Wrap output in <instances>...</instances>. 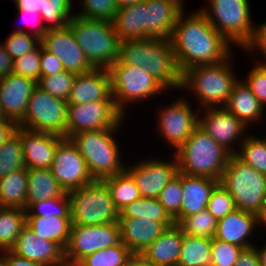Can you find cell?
<instances>
[{
    "mask_svg": "<svg viewBox=\"0 0 266 266\" xmlns=\"http://www.w3.org/2000/svg\"><path fill=\"white\" fill-rule=\"evenodd\" d=\"M26 225L36 235H39L43 239L56 242L65 249L69 241L72 221L71 217L26 216Z\"/></svg>",
    "mask_w": 266,
    "mask_h": 266,
    "instance_id": "4dcf8cb0",
    "label": "cell"
},
{
    "mask_svg": "<svg viewBox=\"0 0 266 266\" xmlns=\"http://www.w3.org/2000/svg\"><path fill=\"white\" fill-rule=\"evenodd\" d=\"M76 73L62 71L54 75L40 77L37 86L48 94L67 101L71 94Z\"/></svg>",
    "mask_w": 266,
    "mask_h": 266,
    "instance_id": "b9f144b4",
    "label": "cell"
},
{
    "mask_svg": "<svg viewBox=\"0 0 266 266\" xmlns=\"http://www.w3.org/2000/svg\"><path fill=\"white\" fill-rule=\"evenodd\" d=\"M0 120H10V119H7L2 111V108H1V104H0Z\"/></svg>",
    "mask_w": 266,
    "mask_h": 266,
    "instance_id": "89a4df30",
    "label": "cell"
},
{
    "mask_svg": "<svg viewBox=\"0 0 266 266\" xmlns=\"http://www.w3.org/2000/svg\"><path fill=\"white\" fill-rule=\"evenodd\" d=\"M161 205L174 219L175 224L180 220L182 202V173L178 174L165 186L157 197Z\"/></svg>",
    "mask_w": 266,
    "mask_h": 266,
    "instance_id": "ee69618b",
    "label": "cell"
},
{
    "mask_svg": "<svg viewBox=\"0 0 266 266\" xmlns=\"http://www.w3.org/2000/svg\"><path fill=\"white\" fill-rule=\"evenodd\" d=\"M41 40L36 36H33L30 32L24 31V29L13 30V32L8 36L6 42H4V47L7 53L16 59L25 55L26 53L35 49Z\"/></svg>",
    "mask_w": 266,
    "mask_h": 266,
    "instance_id": "bcb514c9",
    "label": "cell"
},
{
    "mask_svg": "<svg viewBox=\"0 0 266 266\" xmlns=\"http://www.w3.org/2000/svg\"><path fill=\"white\" fill-rule=\"evenodd\" d=\"M28 169H17L0 178V207L26 210Z\"/></svg>",
    "mask_w": 266,
    "mask_h": 266,
    "instance_id": "f546056e",
    "label": "cell"
},
{
    "mask_svg": "<svg viewBox=\"0 0 266 266\" xmlns=\"http://www.w3.org/2000/svg\"><path fill=\"white\" fill-rule=\"evenodd\" d=\"M121 242L133 254H141L167 227L149 219L119 218Z\"/></svg>",
    "mask_w": 266,
    "mask_h": 266,
    "instance_id": "d4e9b609",
    "label": "cell"
},
{
    "mask_svg": "<svg viewBox=\"0 0 266 266\" xmlns=\"http://www.w3.org/2000/svg\"><path fill=\"white\" fill-rule=\"evenodd\" d=\"M121 242L119 222L97 226L72 225L65 260L80 262L94 252Z\"/></svg>",
    "mask_w": 266,
    "mask_h": 266,
    "instance_id": "4fadbf2b",
    "label": "cell"
},
{
    "mask_svg": "<svg viewBox=\"0 0 266 266\" xmlns=\"http://www.w3.org/2000/svg\"><path fill=\"white\" fill-rule=\"evenodd\" d=\"M206 209L217 219L224 218L228 213L234 211L236 208L234 198L228 190L220 183H218L211 195Z\"/></svg>",
    "mask_w": 266,
    "mask_h": 266,
    "instance_id": "c3c4849f",
    "label": "cell"
},
{
    "mask_svg": "<svg viewBox=\"0 0 266 266\" xmlns=\"http://www.w3.org/2000/svg\"><path fill=\"white\" fill-rule=\"evenodd\" d=\"M64 193L50 169H28L26 209L34 202L61 197Z\"/></svg>",
    "mask_w": 266,
    "mask_h": 266,
    "instance_id": "1f68e13d",
    "label": "cell"
},
{
    "mask_svg": "<svg viewBox=\"0 0 266 266\" xmlns=\"http://www.w3.org/2000/svg\"><path fill=\"white\" fill-rule=\"evenodd\" d=\"M184 16L183 11L170 38L181 73L194 66L219 63L231 55L230 42L210 24L203 12L197 10L188 18Z\"/></svg>",
    "mask_w": 266,
    "mask_h": 266,
    "instance_id": "6da1fadb",
    "label": "cell"
},
{
    "mask_svg": "<svg viewBox=\"0 0 266 266\" xmlns=\"http://www.w3.org/2000/svg\"><path fill=\"white\" fill-rule=\"evenodd\" d=\"M114 64L141 67L166 89H181L182 73L177 65L170 39L120 41L118 60Z\"/></svg>",
    "mask_w": 266,
    "mask_h": 266,
    "instance_id": "7a4b0ae2",
    "label": "cell"
},
{
    "mask_svg": "<svg viewBox=\"0 0 266 266\" xmlns=\"http://www.w3.org/2000/svg\"><path fill=\"white\" fill-rule=\"evenodd\" d=\"M246 77V84L250 87L252 93L257 97L260 103L266 106V63H259L250 70Z\"/></svg>",
    "mask_w": 266,
    "mask_h": 266,
    "instance_id": "f907efd6",
    "label": "cell"
},
{
    "mask_svg": "<svg viewBox=\"0 0 266 266\" xmlns=\"http://www.w3.org/2000/svg\"><path fill=\"white\" fill-rule=\"evenodd\" d=\"M249 51L260 50L266 59V22L262 23L256 28V35L254 41L247 48ZM266 63V60L263 61Z\"/></svg>",
    "mask_w": 266,
    "mask_h": 266,
    "instance_id": "db71d44e",
    "label": "cell"
},
{
    "mask_svg": "<svg viewBox=\"0 0 266 266\" xmlns=\"http://www.w3.org/2000/svg\"><path fill=\"white\" fill-rule=\"evenodd\" d=\"M168 1L175 3L179 8H181L184 11L182 0H168Z\"/></svg>",
    "mask_w": 266,
    "mask_h": 266,
    "instance_id": "a7ac6f4b",
    "label": "cell"
},
{
    "mask_svg": "<svg viewBox=\"0 0 266 266\" xmlns=\"http://www.w3.org/2000/svg\"><path fill=\"white\" fill-rule=\"evenodd\" d=\"M68 102L36 87L28 100L24 118L18 126L66 138Z\"/></svg>",
    "mask_w": 266,
    "mask_h": 266,
    "instance_id": "8fae6325",
    "label": "cell"
},
{
    "mask_svg": "<svg viewBox=\"0 0 266 266\" xmlns=\"http://www.w3.org/2000/svg\"><path fill=\"white\" fill-rule=\"evenodd\" d=\"M224 107L247 127L251 122L259 121L263 113H265L264 106L252 93L244 80L237 81L234 84L230 97Z\"/></svg>",
    "mask_w": 266,
    "mask_h": 266,
    "instance_id": "83f0119b",
    "label": "cell"
},
{
    "mask_svg": "<svg viewBox=\"0 0 266 266\" xmlns=\"http://www.w3.org/2000/svg\"><path fill=\"white\" fill-rule=\"evenodd\" d=\"M64 138L20 127L25 167L27 169H50L56 148Z\"/></svg>",
    "mask_w": 266,
    "mask_h": 266,
    "instance_id": "44dd1931",
    "label": "cell"
},
{
    "mask_svg": "<svg viewBox=\"0 0 266 266\" xmlns=\"http://www.w3.org/2000/svg\"><path fill=\"white\" fill-rule=\"evenodd\" d=\"M13 73V59L7 53L4 44H0V78Z\"/></svg>",
    "mask_w": 266,
    "mask_h": 266,
    "instance_id": "6f0895ef",
    "label": "cell"
},
{
    "mask_svg": "<svg viewBox=\"0 0 266 266\" xmlns=\"http://www.w3.org/2000/svg\"><path fill=\"white\" fill-rule=\"evenodd\" d=\"M72 225L97 226L118 222L119 211L103 180L93 182L68 193Z\"/></svg>",
    "mask_w": 266,
    "mask_h": 266,
    "instance_id": "9c48e42d",
    "label": "cell"
},
{
    "mask_svg": "<svg viewBox=\"0 0 266 266\" xmlns=\"http://www.w3.org/2000/svg\"><path fill=\"white\" fill-rule=\"evenodd\" d=\"M132 255L131 250L120 242L86 256L80 263L84 266H125Z\"/></svg>",
    "mask_w": 266,
    "mask_h": 266,
    "instance_id": "ab89813d",
    "label": "cell"
},
{
    "mask_svg": "<svg viewBox=\"0 0 266 266\" xmlns=\"http://www.w3.org/2000/svg\"><path fill=\"white\" fill-rule=\"evenodd\" d=\"M235 156L256 171L266 175V138L248 135L240 142Z\"/></svg>",
    "mask_w": 266,
    "mask_h": 266,
    "instance_id": "8d00e7d4",
    "label": "cell"
},
{
    "mask_svg": "<svg viewBox=\"0 0 266 266\" xmlns=\"http://www.w3.org/2000/svg\"><path fill=\"white\" fill-rule=\"evenodd\" d=\"M112 24L120 41L145 39V0L119 8Z\"/></svg>",
    "mask_w": 266,
    "mask_h": 266,
    "instance_id": "f1b7e54d",
    "label": "cell"
},
{
    "mask_svg": "<svg viewBox=\"0 0 266 266\" xmlns=\"http://www.w3.org/2000/svg\"><path fill=\"white\" fill-rule=\"evenodd\" d=\"M102 180L106 183L113 203L119 212L136 199L141 198L137 184L126 170Z\"/></svg>",
    "mask_w": 266,
    "mask_h": 266,
    "instance_id": "e575fe53",
    "label": "cell"
},
{
    "mask_svg": "<svg viewBox=\"0 0 266 266\" xmlns=\"http://www.w3.org/2000/svg\"><path fill=\"white\" fill-rule=\"evenodd\" d=\"M68 26L94 68L109 69L118 60L120 40L111 21L85 19L74 14Z\"/></svg>",
    "mask_w": 266,
    "mask_h": 266,
    "instance_id": "5b68a950",
    "label": "cell"
},
{
    "mask_svg": "<svg viewBox=\"0 0 266 266\" xmlns=\"http://www.w3.org/2000/svg\"><path fill=\"white\" fill-rule=\"evenodd\" d=\"M219 183L231 196L237 209L257 216L266 206V175L231 155Z\"/></svg>",
    "mask_w": 266,
    "mask_h": 266,
    "instance_id": "52a82bcc",
    "label": "cell"
},
{
    "mask_svg": "<svg viewBox=\"0 0 266 266\" xmlns=\"http://www.w3.org/2000/svg\"><path fill=\"white\" fill-rule=\"evenodd\" d=\"M182 12L168 0H145V39H170Z\"/></svg>",
    "mask_w": 266,
    "mask_h": 266,
    "instance_id": "603a6c76",
    "label": "cell"
},
{
    "mask_svg": "<svg viewBox=\"0 0 266 266\" xmlns=\"http://www.w3.org/2000/svg\"><path fill=\"white\" fill-rule=\"evenodd\" d=\"M18 11L23 16L25 15L24 16L25 17V21H28L31 25L33 23V27H34V25H35V27L37 26L35 31H32L31 34L33 36H36L37 38H39L41 40L42 37L47 33V29L45 28V23L43 22L41 14L36 12V11H32V12H28V11L25 12V11H20V10H18Z\"/></svg>",
    "mask_w": 266,
    "mask_h": 266,
    "instance_id": "f5cc1de1",
    "label": "cell"
},
{
    "mask_svg": "<svg viewBox=\"0 0 266 266\" xmlns=\"http://www.w3.org/2000/svg\"><path fill=\"white\" fill-rule=\"evenodd\" d=\"M36 87L37 82L14 73L0 78V104L7 119L18 124L24 118L28 100Z\"/></svg>",
    "mask_w": 266,
    "mask_h": 266,
    "instance_id": "ffe728a7",
    "label": "cell"
},
{
    "mask_svg": "<svg viewBox=\"0 0 266 266\" xmlns=\"http://www.w3.org/2000/svg\"><path fill=\"white\" fill-rule=\"evenodd\" d=\"M10 251L44 266H64L66 263L65 249L60 244L41 238L27 225Z\"/></svg>",
    "mask_w": 266,
    "mask_h": 266,
    "instance_id": "d6986e66",
    "label": "cell"
},
{
    "mask_svg": "<svg viewBox=\"0 0 266 266\" xmlns=\"http://www.w3.org/2000/svg\"><path fill=\"white\" fill-rule=\"evenodd\" d=\"M119 218L149 219L163 223L167 228L175 224L157 198L136 199L119 212Z\"/></svg>",
    "mask_w": 266,
    "mask_h": 266,
    "instance_id": "836d02e7",
    "label": "cell"
},
{
    "mask_svg": "<svg viewBox=\"0 0 266 266\" xmlns=\"http://www.w3.org/2000/svg\"><path fill=\"white\" fill-rule=\"evenodd\" d=\"M182 241L183 233L174 224L152 242L141 255L152 266H177Z\"/></svg>",
    "mask_w": 266,
    "mask_h": 266,
    "instance_id": "4316f807",
    "label": "cell"
},
{
    "mask_svg": "<svg viewBox=\"0 0 266 266\" xmlns=\"http://www.w3.org/2000/svg\"><path fill=\"white\" fill-rule=\"evenodd\" d=\"M210 6L199 9L210 24L230 43L247 49L255 39L248 0H208ZM212 12V13H211Z\"/></svg>",
    "mask_w": 266,
    "mask_h": 266,
    "instance_id": "ba28073f",
    "label": "cell"
},
{
    "mask_svg": "<svg viewBox=\"0 0 266 266\" xmlns=\"http://www.w3.org/2000/svg\"><path fill=\"white\" fill-rule=\"evenodd\" d=\"M26 216L71 217L68 193L65 192L61 197L32 203L26 209Z\"/></svg>",
    "mask_w": 266,
    "mask_h": 266,
    "instance_id": "7bdbcfd3",
    "label": "cell"
},
{
    "mask_svg": "<svg viewBox=\"0 0 266 266\" xmlns=\"http://www.w3.org/2000/svg\"><path fill=\"white\" fill-rule=\"evenodd\" d=\"M123 119L114 101L68 104L66 138L83 131L120 128Z\"/></svg>",
    "mask_w": 266,
    "mask_h": 266,
    "instance_id": "7c38bea8",
    "label": "cell"
},
{
    "mask_svg": "<svg viewBox=\"0 0 266 266\" xmlns=\"http://www.w3.org/2000/svg\"><path fill=\"white\" fill-rule=\"evenodd\" d=\"M204 111L206 114L202 117L199 115L198 126L231 155H235L237 150L232 145L238 137L242 139L241 142L246 138L244 132L247 126L225 107H210Z\"/></svg>",
    "mask_w": 266,
    "mask_h": 266,
    "instance_id": "e0dca14e",
    "label": "cell"
},
{
    "mask_svg": "<svg viewBox=\"0 0 266 266\" xmlns=\"http://www.w3.org/2000/svg\"><path fill=\"white\" fill-rule=\"evenodd\" d=\"M175 160V161H174ZM172 161L150 159L126 167L140 191L141 197L157 198L165 186L178 174L176 157Z\"/></svg>",
    "mask_w": 266,
    "mask_h": 266,
    "instance_id": "ac0fdd59",
    "label": "cell"
},
{
    "mask_svg": "<svg viewBox=\"0 0 266 266\" xmlns=\"http://www.w3.org/2000/svg\"><path fill=\"white\" fill-rule=\"evenodd\" d=\"M0 266H7L6 264V250L0 253Z\"/></svg>",
    "mask_w": 266,
    "mask_h": 266,
    "instance_id": "03108f58",
    "label": "cell"
},
{
    "mask_svg": "<svg viewBox=\"0 0 266 266\" xmlns=\"http://www.w3.org/2000/svg\"><path fill=\"white\" fill-rule=\"evenodd\" d=\"M50 171L66 193L95 180L85 159L69 138H64L58 144Z\"/></svg>",
    "mask_w": 266,
    "mask_h": 266,
    "instance_id": "5bb4252c",
    "label": "cell"
},
{
    "mask_svg": "<svg viewBox=\"0 0 266 266\" xmlns=\"http://www.w3.org/2000/svg\"><path fill=\"white\" fill-rule=\"evenodd\" d=\"M235 266H261L256 249L254 247L243 249Z\"/></svg>",
    "mask_w": 266,
    "mask_h": 266,
    "instance_id": "11a10c76",
    "label": "cell"
},
{
    "mask_svg": "<svg viewBox=\"0 0 266 266\" xmlns=\"http://www.w3.org/2000/svg\"><path fill=\"white\" fill-rule=\"evenodd\" d=\"M17 10L44 12V0H13Z\"/></svg>",
    "mask_w": 266,
    "mask_h": 266,
    "instance_id": "9f6ffc18",
    "label": "cell"
},
{
    "mask_svg": "<svg viewBox=\"0 0 266 266\" xmlns=\"http://www.w3.org/2000/svg\"><path fill=\"white\" fill-rule=\"evenodd\" d=\"M119 8L134 5L143 0H116Z\"/></svg>",
    "mask_w": 266,
    "mask_h": 266,
    "instance_id": "be15d7a7",
    "label": "cell"
},
{
    "mask_svg": "<svg viewBox=\"0 0 266 266\" xmlns=\"http://www.w3.org/2000/svg\"><path fill=\"white\" fill-rule=\"evenodd\" d=\"M40 65L41 77L65 71L60 60L44 48L41 51Z\"/></svg>",
    "mask_w": 266,
    "mask_h": 266,
    "instance_id": "816d5d0a",
    "label": "cell"
},
{
    "mask_svg": "<svg viewBox=\"0 0 266 266\" xmlns=\"http://www.w3.org/2000/svg\"><path fill=\"white\" fill-rule=\"evenodd\" d=\"M43 45L13 60V73L39 82L41 77L40 57Z\"/></svg>",
    "mask_w": 266,
    "mask_h": 266,
    "instance_id": "7dc6e473",
    "label": "cell"
},
{
    "mask_svg": "<svg viewBox=\"0 0 266 266\" xmlns=\"http://www.w3.org/2000/svg\"><path fill=\"white\" fill-rule=\"evenodd\" d=\"M41 44L46 51L60 60L65 71L84 74L94 69L68 25L61 29L47 30Z\"/></svg>",
    "mask_w": 266,
    "mask_h": 266,
    "instance_id": "2e32d148",
    "label": "cell"
},
{
    "mask_svg": "<svg viewBox=\"0 0 266 266\" xmlns=\"http://www.w3.org/2000/svg\"><path fill=\"white\" fill-rule=\"evenodd\" d=\"M253 247L256 249L261 266H266V245L262 247L261 250L255 247V245Z\"/></svg>",
    "mask_w": 266,
    "mask_h": 266,
    "instance_id": "6125c7cd",
    "label": "cell"
},
{
    "mask_svg": "<svg viewBox=\"0 0 266 266\" xmlns=\"http://www.w3.org/2000/svg\"><path fill=\"white\" fill-rule=\"evenodd\" d=\"M159 113L157 129L175 151L199 125V114L193 113L186 99H178L175 103L162 108Z\"/></svg>",
    "mask_w": 266,
    "mask_h": 266,
    "instance_id": "9a60e30c",
    "label": "cell"
},
{
    "mask_svg": "<svg viewBox=\"0 0 266 266\" xmlns=\"http://www.w3.org/2000/svg\"><path fill=\"white\" fill-rule=\"evenodd\" d=\"M257 225H259L257 215L235 209L217 221L214 238L247 249L254 246L247 238Z\"/></svg>",
    "mask_w": 266,
    "mask_h": 266,
    "instance_id": "cb8c5ba5",
    "label": "cell"
},
{
    "mask_svg": "<svg viewBox=\"0 0 266 266\" xmlns=\"http://www.w3.org/2000/svg\"><path fill=\"white\" fill-rule=\"evenodd\" d=\"M176 225L183 234L213 239L216 235L217 219L207 209H204L181 218Z\"/></svg>",
    "mask_w": 266,
    "mask_h": 266,
    "instance_id": "f35d334b",
    "label": "cell"
},
{
    "mask_svg": "<svg viewBox=\"0 0 266 266\" xmlns=\"http://www.w3.org/2000/svg\"><path fill=\"white\" fill-rule=\"evenodd\" d=\"M78 14L85 19L113 21L119 7L116 0H83Z\"/></svg>",
    "mask_w": 266,
    "mask_h": 266,
    "instance_id": "f6af8a7d",
    "label": "cell"
},
{
    "mask_svg": "<svg viewBox=\"0 0 266 266\" xmlns=\"http://www.w3.org/2000/svg\"><path fill=\"white\" fill-rule=\"evenodd\" d=\"M118 127L111 129L83 131L69 137L79 150L88 170L94 179L122 173L126 166L122 164L119 146L113 139Z\"/></svg>",
    "mask_w": 266,
    "mask_h": 266,
    "instance_id": "8992f818",
    "label": "cell"
},
{
    "mask_svg": "<svg viewBox=\"0 0 266 266\" xmlns=\"http://www.w3.org/2000/svg\"><path fill=\"white\" fill-rule=\"evenodd\" d=\"M26 226V210L0 207V252L10 250Z\"/></svg>",
    "mask_w": 266,
    "mask_h": 266,
    "instance_id": "d590c367",
    "label": "cell"
},
{
    "mask_svg": "<svg viewBox=\"0 0 266 266\" xmlns=\"http://www.w3.org/2000/svg\"><path fill=\"white\" fill-rule=\"evenodd\" d=\"M173 153L179 172L220 180L231 154L199 126Z\"/></svg>",
    "mask_w": 266,
    "mask_h": 266,
    "instance_id": "3957f363",
    "label": "cell"
},
{
    "mask_svg": "<svg viewBox=\"0 0 266 266\" xmlns=\"http://www.w3.org/2000/svg\"><path fill=\"white\" fill-rule=\"evenodd\" d=\"M24 167L20 126H17L15 133L0 145V178Z\"/></svg>",
    "mask_w": 266,
    "mask_h": 266,
    "instance_id": "74e56055",
    "label": "cell"
},
{
    "mask_svg": "<svg viewBox=\"0 0 266 266\" xmlns=\"http://www.w3.org/2000/svg\"><path fill=\"white\" fill-rule=\"evenodd\" d=\"M258 223L259 225L263 224L264 226H266V206L264 207L263 211L258 216Z\"/></svg>",
    "mask_w": 266,
    "mask_h": 266,
    "instance_id": "e7e4bbea",
    "label": "cell"
},
{
    "mask_svg": "<svg viewBox=\"0 0 266 266\" xmlns=\"http://www.w3.org/2000/svg\"><path fill=\"white\" fill-rule=\"evenodd\" d=\"M108 71L115 106L124 116L127 103L150 99L166 90L154 76L138 66L113 64Z\"/></svg>",
    "mask_w": 266,
    "mask_h": 266,
    "instance_id": "30bf717a",
    "label": "cell"
},
{
    "mask_svg": "<svg viewBox=\"0 0 266 266\" xmlns=\"http://www.w3.org/2000/svg\"><path fill=\"white\" fill-rule=\"evenodd\" d=\"M231 55L215 64L194 66L182 73V89L192 90L201 108L224 107L227 103L236 79L229 59Z\"/></svg>",
    "mask_w": 266,
    "mask_h": 266,
    "instance_id": "277c9868",
    "label": "cell"
},
{
    "mask_svg": "<svg viewBox=\"0 0 266 266\" xmlns=\"http://www.w3.org/2000/svg\"><path fill=\"white\" fill-rule=\"evenodd\" d=\"M17 126L12 120H0V145L15 133Z\"/></svg>",
    "mask_w": 266,
    "mask_h": 266,
    "instance_id": "91938a15",
    "label": "cell"
},
{
    "mask_svg": "<svg viewBox=\"0 0 266 266\" xmlns=\"http://www.w3.org/2000/svg\"><path fill=\"white\" fill-rule=\"evenodd\" d=\"M72 11L71 0H44V12L40 14L43 21L50 23L45 25L47 30L61 29L68 25Z\"/></svg>",
    "mask_w": 266,
    "mask_h": 266,
    "instance_id": "60d3db41",
    "label": "cell"
},
{
    "mask_svg": "<svg viewBox=\"0 0 266 266\" xmlns=\"http://www.w3.org/2000/svg\"><path fill=\"white\" fill-rule=\"evenodd\" d=\"M219 180L182 173L180 219L206 209L210 195Z\"/></svg>",
    "mask_w": 266,
    "mask_h": 266,
    "instance_id": "484cf974",
    "label": "cell"
},
{
    "mask_svg": "<svg viewBox=\"0 0 266 266\" xmlns=\"http://www.w3.org/2000/svg\"><path fill=\"white\" fill-rule=\"evenodd\" d=\"M212 238L183 234L177 266H212Z\"/></svg>",
    "mask_w": 266,
    "mask_h": 266,
    "instance_id": "d6a6232c",
    "label": "cell"
},
{
    "mask_svg": "<svg viewBox=\"0 0 266 266\" xmlns=\"http://www.w3.org/2000/svg\"><path fill=\"white\" fill-rule=\"evenodd\" d=\"M125 266H152L141 254H133Z\"/></svg>",
    "mask_w": 266,
    "mask_h": 266,
    "instance_id": "94428289",
    "label": "cell"
},
{
    "mask_svg": "<svg viewBox=\"0 0 266 266\" xmlns=\"http://www.w3.org/2000/svg\"><path fill=\"white\" fill-rule=\"evenodd\" d=\"M243 248L237 245L212 239V266H235Z\"/></svg>",
    "mask_w": 266,
    "mask_h": 266,
    "instance_id": "681fc988",
    "label": "cell"
},
{
    "mask_svg": "<svg viewBox=\"0 0 266 266\" xmlns=\"http://www.w3.org/2000/svg\"><path fill=\"white\" fill-rule=\"evenodd\" d=\"M94 101H114L108 69L94 68L90 72L77 74L74 79L68 104H85Z\"/></svg>",
    "mask_w": 266,
    "mask_h": 266,
    "instance_id": "7402d4cb",
    "label": "cell"
},
{
    "mask_svg": "<svg viewBox=\"0 0 266 266\" xmlns=\"http://www.w3.org/2000/svg\"><path fill=\"white\" fill-rule=\"evenodd\" d=\"M64 266H84L80 262L66 261Z\"/></svg>",
    "mask_w": 266,
    "mask_h": 266,
    "instance_id": "003e7915",
    "label": "cell"
},
{
    "mask_svg": "<svg viewBox=\"0 0 266 266\" xmlns=\"http://www.w3.org/2000/svg\"><path fill=\"white\" fill-rule=\"evenodd\" d=\"M6 264L7 266H44L38 262L19 257L10 250H6Z\"/></svg>",
    "mask_w": 266,
    "mask_h": 266,
    "instance_id": "680465c9",
    "label": "cell"
}]
</instances>
